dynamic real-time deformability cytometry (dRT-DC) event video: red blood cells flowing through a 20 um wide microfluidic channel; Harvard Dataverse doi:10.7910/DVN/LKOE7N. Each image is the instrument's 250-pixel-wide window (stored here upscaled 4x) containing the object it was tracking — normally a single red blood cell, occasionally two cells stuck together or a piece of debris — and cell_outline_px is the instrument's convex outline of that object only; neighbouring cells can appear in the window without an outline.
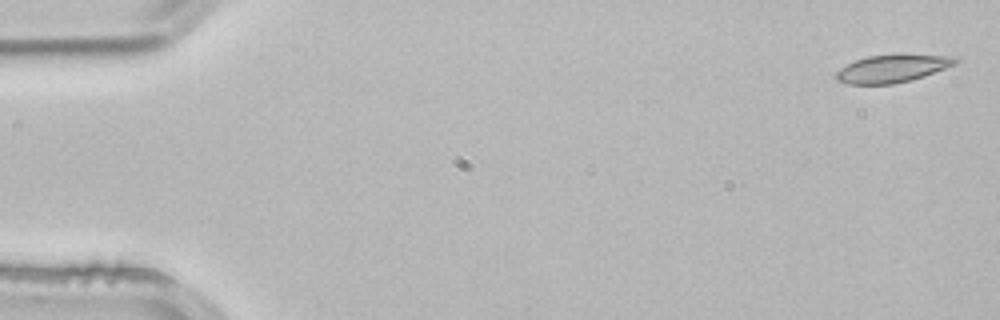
{"species": "common noctule bat (a hibernating species)", "species_latin": "Nyctalus noctula", "temperature_condition": "room temperature", "stored_images_in_passage": 5, "camera_frame_rate_fps": 3000, "um_per_image_px": 0.085, "animal": {"sex": "male", "body_mass_g": 21.5, "forearm_length_mm": 52.0}, "frame": {"image": 1, "passage_image": 1, "time_ms": 0.0, "image_size_px": [1000, 320], "cell_outline_px": [[960, 60], [956, 64], [924, 76], [892, 84], [848, 84], [836, 80], [836, 72], [840, 68], [856, 60], [868, 56], [960, 56]], "centroid_in_image_um": [75.84, 5.85], "position_along_channel_um": 9.2, "area_um2": 18.61}}
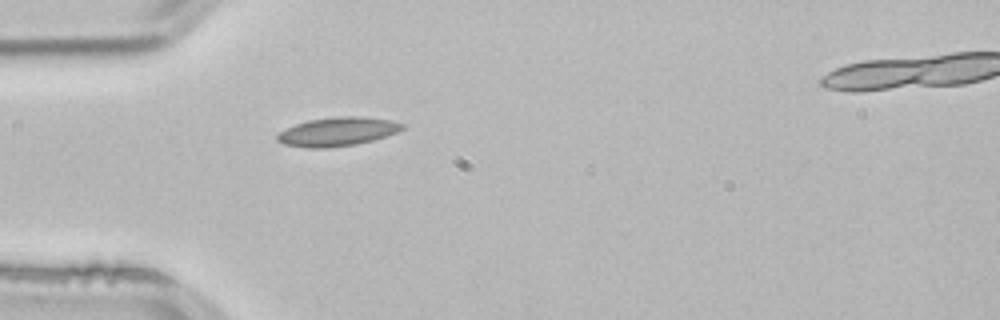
{"frame": {"image": 2, "passage_image": 4, "time_ms": 1.0, "image_size_px": [1000, 320], "cell_outline_px": [[408, 124], [404, 128], [396, 132], [372, 140], [356, 144], [324, 148], [308, 148], [284, 144], [276, 140], [276, 136], [280, 132], [296, 124], [308, 120], [336, 116], [364, 116], [392, 120]], "centroid_in_image_um": [28.72, 11.17], "position_along_channel_um": 56.3, "area_um2": 20.98}}